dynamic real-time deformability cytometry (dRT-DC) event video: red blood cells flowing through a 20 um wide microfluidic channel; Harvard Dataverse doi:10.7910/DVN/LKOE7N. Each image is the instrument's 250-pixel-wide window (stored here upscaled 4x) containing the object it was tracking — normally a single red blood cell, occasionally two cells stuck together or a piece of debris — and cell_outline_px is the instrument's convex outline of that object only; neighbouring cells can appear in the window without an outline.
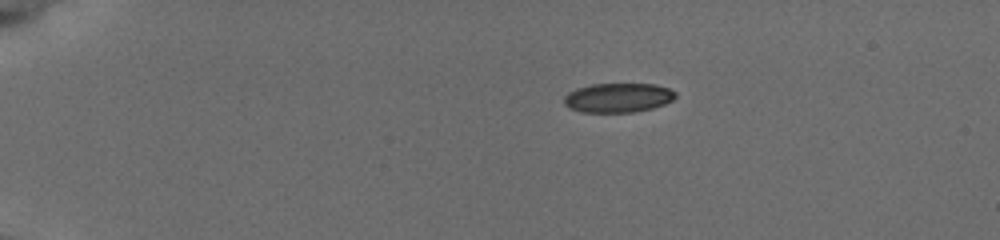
{"species": "common noctule bat (a hibernating species)", "species_latin": "Nyctalus noctula", "temperature_condition": "cold", "stored_images_in_passage": 14, "camera_frame_rate_fps": 3000, "um_per_image_px": 0.085, "animal": {"sex": "female", "body_mass_g": 19.5, "forearm_length_mm": 54.1}, "frame": {"image": 1, "passage_image": 1, "time_ms": 0.0, "image_size_px": [1000, 240], "cell_outline_px": [[676, 96], [672, 100], [664, 104], [652, 108], [632, 112], [580, 112], [564, 104], [564, 96], [568, 92], [576, 88], [592, 84], [656, 84], [668, 88], [676, 92]], "centroid_in_image_um": [52.53, 8.3], "position_along_channel_um": 32.5, "area_um2": 19.02}}
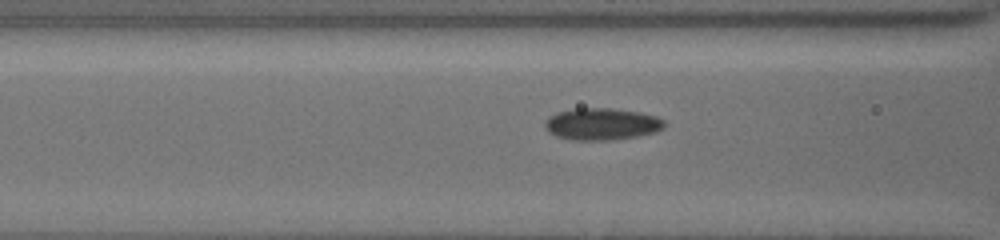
{"frame": {"image": 2, "passage_image": 7, "time_ms": 4.333, "image_size_px": [1000, 240], "cell_outline_px": [[664, 128], [652, 132], [636, 136], [608, 140], [572, 140], [556, 136], [548, 132], [544, 124], [544, 120], [548, 116], [556, 112], [576, 108], [612, 108], [640, 112], [656, 116], [664, 120]], "centroid_in_image_um": [51.1, 10.53], "position_along_channel_um": 115.5, "area_um2": 22.25}}
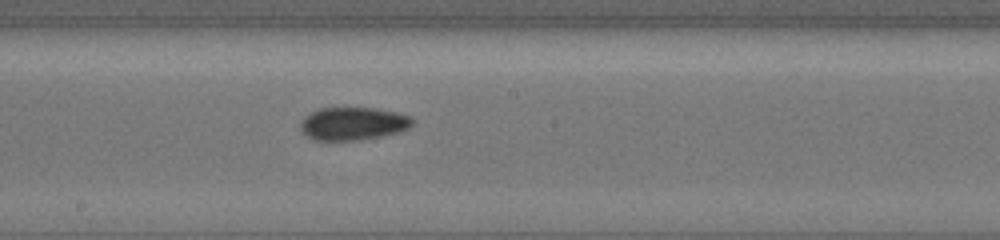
{"frame": {"image": 3, "passage_image": 14, "time_ms": 7.0, "image_size_px": [1000, 240], "cell_outline_px": [[416, 120], [408, 128], [400, 132], [360, 140], [316, 140], [300, 132], [300, 124], [304, 116], [320, 108], [376, 108], [396, 112], [412, 116]], "centroid_in_image_um": [30.03, 10.5], "position_along_channel_um": 218.2, "area_um2": 21.62}}